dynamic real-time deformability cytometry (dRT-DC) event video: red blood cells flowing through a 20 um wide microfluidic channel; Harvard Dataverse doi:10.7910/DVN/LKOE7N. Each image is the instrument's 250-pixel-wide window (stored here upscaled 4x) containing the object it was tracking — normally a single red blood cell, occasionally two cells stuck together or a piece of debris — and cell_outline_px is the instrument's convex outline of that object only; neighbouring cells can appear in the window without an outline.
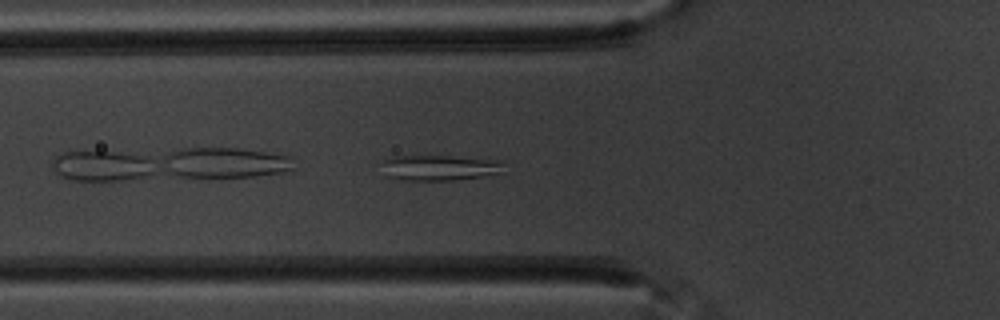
{"species": "common noctule bat (a hibernating species)", "species_latin": "Nyctalus noctula", "temperature_condition": "warm", "stored_images_in_passage": 39, "camera_frame_rate_fps": 3000, "um_per_image_px": 0.085, "animal": {"sex": "male", "body_mass_g": 20.1, "forearm_length_mm": 53.5}, "frame": {"image": 1, "passage_image": 2, "time_ms": 0.333, "image_size_px": [1000, 320], "cell_outline_px": [[504, 160], [500, 172], [484, 176], [456, 180], [404, 180], [384, 176], [380, 164], [384, 160], [392, 156], [452, 156]], "centroid_in_image_um": [37.3, 14.25], "position_along_channel_um": 88.5, "area_um2": 18.38}}
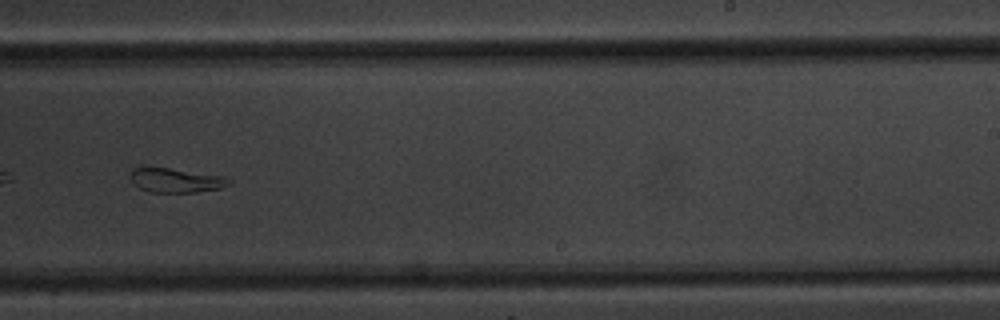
{"frame": {"image": 2, "passage_image": 18, "time_ms": 5.667, "image_size_px": [1000, 320], "cell_outline_px": [[232, 184], [220, 188], [196, 192], [148, 192], [132, 184], [128, 176], [132, 168], [144, 164], [224, 176], [232, 180]], "centroid_in_image_um": [14.85, 15.28], "position_along_channel_um": 274.2, "area_um2": 14.68}}
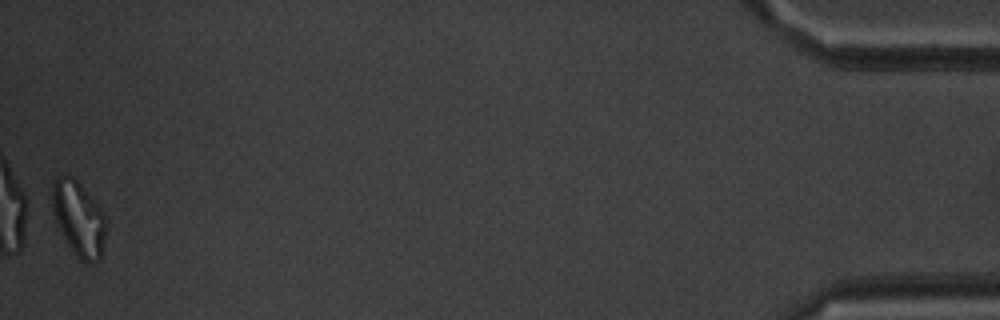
{"frame": {"image": 3, "passage_image": 39, "time_ms": 12.667, "image_size_px": [1000, 320], "cell_outline_px": [[108, 228], [100, 260], [92, 264], [84, 264], [76, 256], [68, 244], [52, 212], [52, 180], [56, 176], [64, 172], [72, 176], [80, 184], [100, 208], [108, 220]], "centroid_in_image_um": [6.71, 18.58], "position_along_channel_um": 428.5, "area_um2": 23.99}}